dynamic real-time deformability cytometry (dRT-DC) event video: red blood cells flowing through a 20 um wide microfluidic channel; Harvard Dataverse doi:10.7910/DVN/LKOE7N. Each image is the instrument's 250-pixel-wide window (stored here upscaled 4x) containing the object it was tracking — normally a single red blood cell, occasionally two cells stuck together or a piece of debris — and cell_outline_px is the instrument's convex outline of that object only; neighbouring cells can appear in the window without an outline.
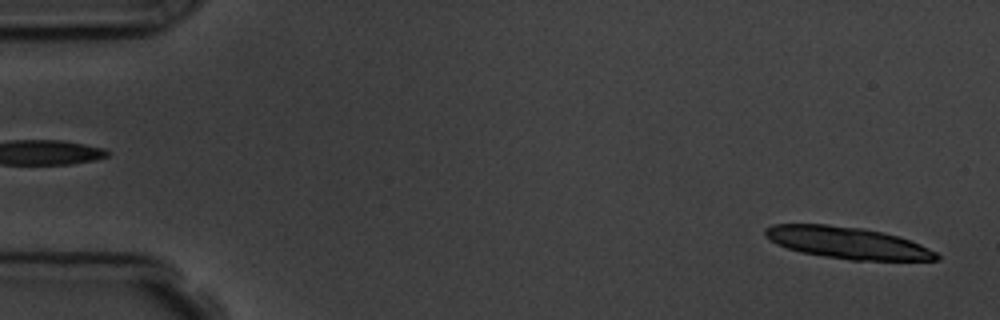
{"species": "common noctule bat (a hibernating species)", "species_latin": "Nyctalus noctula", "temperature_condition": "room temperature", "stored_images_in_passage": 5, "segment_of_instrument_passage": [2, 2], "camera_frame_rate_fps": 3000, "um_per_image_px": 0.085, "animal": {"sex": "male", "body_mass_g": 19.5, "forearm_length_mm": 54.6}, "frame": {"image": 1, "passage_image": 5, "time_ms": 5.667, "image_size_px": [1000, 320], "cell_outline_px": [[940, 260], [848, 260], [800, 252], [776, 244], [764, 236], [764, 228], [772, 224], [828, 224], [864, 228], [900, 236], [920, 244], [936, 252], [940, 256]], "centroid_in_image_um": [72.01, 20.63], "position_along_channel_um": 13.0, "area_um2": 31.91}}